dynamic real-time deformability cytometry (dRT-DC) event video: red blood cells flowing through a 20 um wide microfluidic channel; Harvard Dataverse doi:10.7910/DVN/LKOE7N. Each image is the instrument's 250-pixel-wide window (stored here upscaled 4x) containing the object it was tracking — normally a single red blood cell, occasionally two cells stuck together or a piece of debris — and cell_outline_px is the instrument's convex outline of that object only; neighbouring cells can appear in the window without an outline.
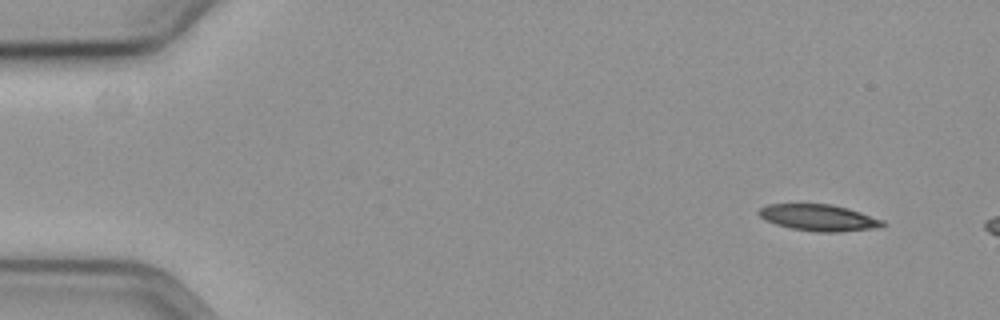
{"species": "common noctule bat (a hibernating species)", "species_latin": "Nyctalus noctula", "temperature_condition": "cold", "stored_images_in_passage": 8, "camera_frame_rate_fps": 3000, "um_per_image_px": 0.085, "animal": {"sex": "female", "body_mass_g": 19.3, "forearm_length_mm": 54.1}, "frame": {"image": 1, "passage_image": 1, "time_ms": 0.0, "image_size_px": [1000, 320], "cell_outline_px": [[888, 224], [876, 228], [840, 232], [816, 232], [792, 228], [776, 224], [764, 220], [756, 212], [760, 208], [768, 204], [832, 204], [848, 208], [884, 220]], "centroid_in_image_um": [69.61, 18.5], "position_along_channel_um": 15.4, "area_um2": 19.19}}